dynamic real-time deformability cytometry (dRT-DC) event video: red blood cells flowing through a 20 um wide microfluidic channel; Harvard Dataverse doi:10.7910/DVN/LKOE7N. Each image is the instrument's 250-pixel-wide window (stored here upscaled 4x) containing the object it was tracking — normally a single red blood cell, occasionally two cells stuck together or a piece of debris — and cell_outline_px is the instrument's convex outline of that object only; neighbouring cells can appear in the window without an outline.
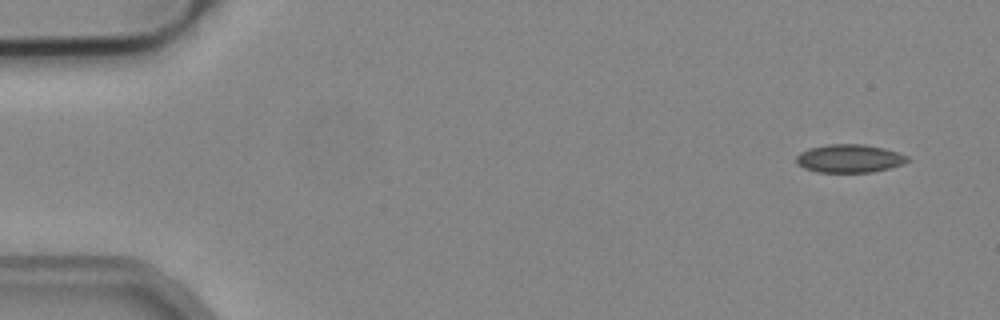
{"species": "common noctule bat (a hibernating species)", "species_latin": "Nyctalus noctula", "temperature_condition": "cold", "stored_images_in_passage": 6, "camera_frame_rate_fps": 3000, "um_per_image_px": 0.085, "animal": {"sex": "male", "body_mass_g": 19.2, "forearm_length_mm": 51.8}, "frame": {"image": 1, "passage_image": 1, "time_ms": 0.0, "image_size_px": [1000, 320], "cell_outline_px": [[908, 160], [904, 164], [872, 172], [816, 172], [804, 168], [796, 164], [796, 156], [800, 152], [808, 148], [828, 144], [864, 144], [884, 148], [900, 152], [908, 156]], "centroid_in_image_um": [72.19, 13.46], "position_along_channel_um": 12.8, "area_um2": 18.44}}
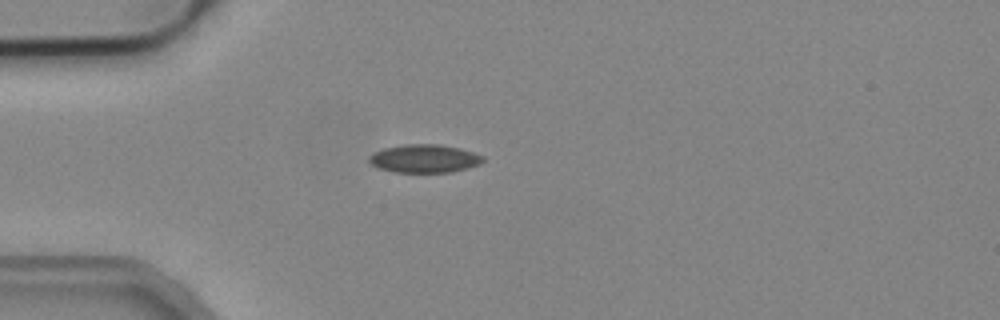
{"frame": {"image": 2, "passage_image": 4, "time_ms": 1.0, "image_size_px": [1000, 320], "cell_outline_px": [[484, 160], [480, 164], [468, 168], [452, 172], [392, 172], [380, 168], [372, 164], [368, 160], [368, 156], [384, 148], [404, 144], [440, 144], [460, 148], [484, 156]], "centroid_in_image_um": [36.09, 13.48], "position_along_channel_um": 48.9, "area_um2": 18.73}}